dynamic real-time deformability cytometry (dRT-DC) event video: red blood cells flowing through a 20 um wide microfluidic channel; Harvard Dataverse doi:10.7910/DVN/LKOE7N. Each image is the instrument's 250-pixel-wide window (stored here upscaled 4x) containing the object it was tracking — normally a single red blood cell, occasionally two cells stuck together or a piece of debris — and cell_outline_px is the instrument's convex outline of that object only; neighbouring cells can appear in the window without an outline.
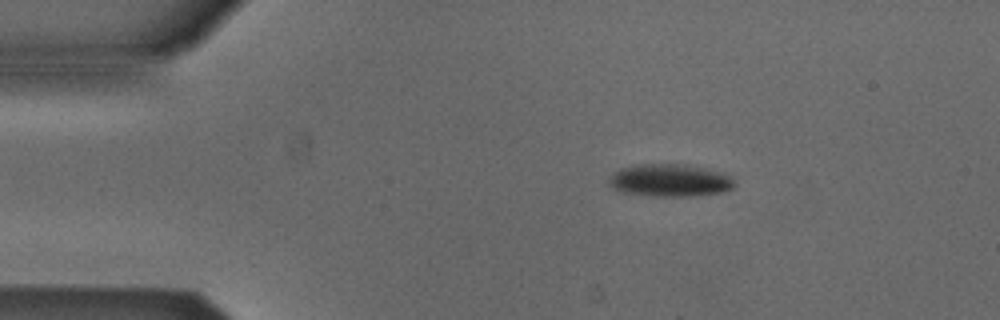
{"species": "Egyptian fruit bat (a non-hibernating species)", "species_latin": "Rousettus aegyptiacus", "temperature_condition": "cold", "stored_images_in_passage": 40, "camera_frame_rate_fps": 3000, "um_per_image_px": 0.085, "animal": {"sex": "male"}, "frame": {"image": 1, "passage_image": 3, "time_ms": 0.667, "image_size_px": [1000, 320], "cell_outline_px": [[736, 184], [732, 188], [720, 192], [692, 196], [652, 196], [620, 192], [612, 188], [608, 184], [608, 176], [620, 168], [632, 164], [688, 164], [724, 172]], "centroid_in_image_um": [56.88, 15.32], "position_along_channel_um": 28.1, "area_um2": 24.16}}
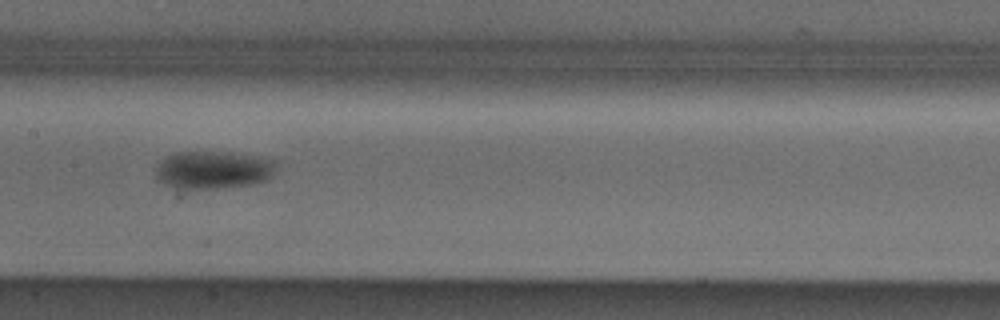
{"frame": {"image": 2, "passage_image": 20, "time_ms": 6.333, "image_size_px": [1000, 320], "cell_outline_px": [[280, 160], [272, 176], [268, 180], [252, 184], [216, 188], [172, 188], [156, 180], [156, 168], [160, 160], [176, 152], [232, 152]], "centroid_in_image_um": [18.16, 14.43], "position_along_channel_um": 189.2, "area_um2": 26.93}}
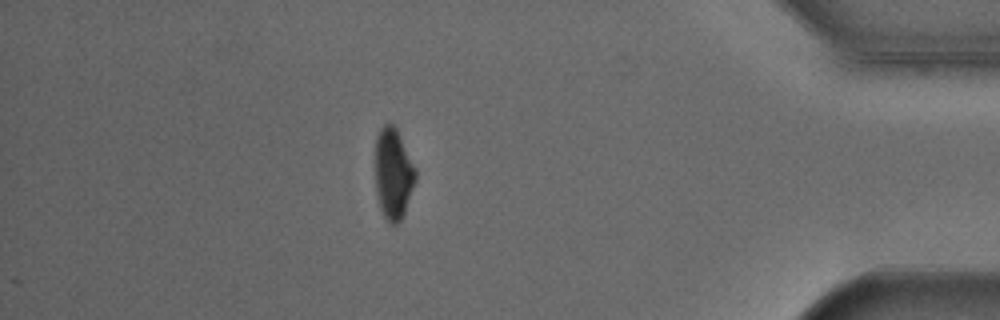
{"frame": {"image": 3, "passage_image": 40, "time_ms": 13.0, "image_size_px": [1000, 320], "cell_outline_px": [[416, 180], [404, 212], [400, 220], [396, 224], [392, 224], [384, 216], [380, 208], [376, 192], [376, 136], [380, 128], [384, 124], [392, 124], [396, 128], [416, 168]], "centroid_in_image_um": [33.43, 14.75], "position_along_channel_um": 401.8, "area_um2": 21.1}, "authors_computed_cell_mechanics": {"area_um2": 25.9233, "velocity_mm_per_s": 3.8595, "shape_relaxation_time_tau1_ms": 3.1442, "shape_relaxation_time_tau2_ms": null, "deformation_change_tau1": 0.1073, "deformation_change_tau2": null}}